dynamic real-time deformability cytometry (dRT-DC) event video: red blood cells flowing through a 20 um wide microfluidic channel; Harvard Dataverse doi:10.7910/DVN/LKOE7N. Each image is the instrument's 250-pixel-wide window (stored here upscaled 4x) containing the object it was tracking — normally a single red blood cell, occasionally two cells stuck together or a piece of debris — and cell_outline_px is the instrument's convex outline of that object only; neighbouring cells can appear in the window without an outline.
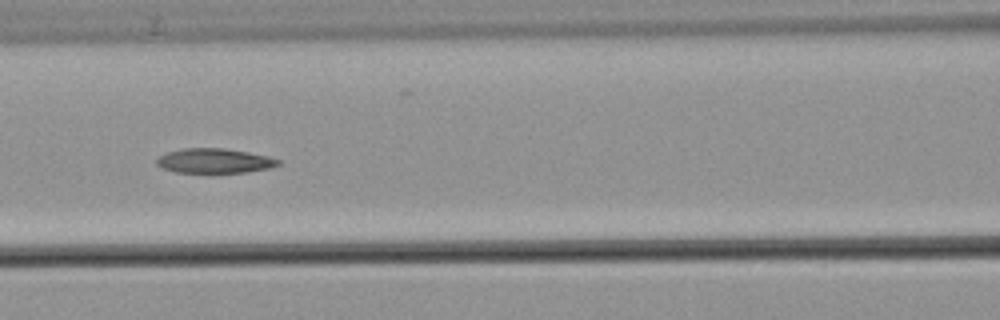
{"species": "common noctule bat (a hibernating species)", "species_latin": "Nyctalus noctula", "temperature_condition": "warm", "stored_images_in_passage": 7, "camera_frame_rate_fps": 3000, "um_per_image_px": 0.085, "animal": {"sex": "male", "body_mass_g": 21.5, "forearm_length_mm": 52.0}, "frame": {"image": 1, "passage_image": 6, "time_ms": 6.0, "image_size_px": [1000, 320], "cell_outline_px": [[280, 164], [272, 168], [244, 172], [212, 176], [208, 176], [176, 172], [164, 168], [156, 164], [156, 160], [160, 156], [168, 152], [184, 148], [224, 148], [248, 152], [268, 156], [280, 160]], "centroid_in_image_um": [18.24, 13.72], "position_along_channel_um": 148.4, "area_um2": 18.32}}